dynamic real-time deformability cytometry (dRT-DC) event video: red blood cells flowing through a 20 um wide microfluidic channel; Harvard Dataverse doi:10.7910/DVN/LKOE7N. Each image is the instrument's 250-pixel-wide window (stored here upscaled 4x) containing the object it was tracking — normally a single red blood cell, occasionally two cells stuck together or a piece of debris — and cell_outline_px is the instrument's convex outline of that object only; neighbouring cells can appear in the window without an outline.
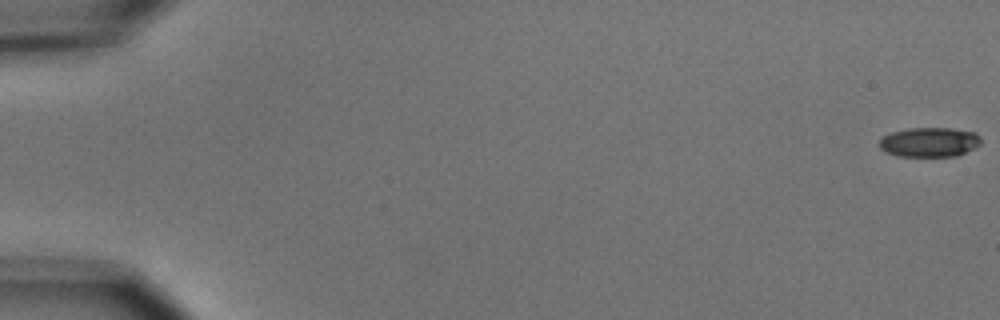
{"species": "common noctule bat (a hibernating species)", "species_latin": "Nyctalus noctula", "temperature_condition": "cold", "stored_images_in_passage": 6, "camera_frame_rate_fps": 3000, "um_per_image_px": 0.085, "animal": {"sex": "male", "body_mass_g": 15.6}, "frame": {"image": 1, "passage_image": 1, "time_ms": 0.0, "image_size_px": [1000, 320], "cell_outline_px": [[980, 144], [956, 156], [896, 156], [880, 148], [880, 140], [884, 136], [892, 132], [908, 128], [948, 128], [976, 132], [980, 136]], "centroid_in_image_um": [79.0, 12.07], "position_along_channel_um": 6.0, "area_um2": 17.28}}